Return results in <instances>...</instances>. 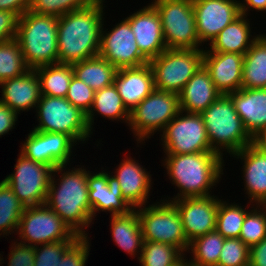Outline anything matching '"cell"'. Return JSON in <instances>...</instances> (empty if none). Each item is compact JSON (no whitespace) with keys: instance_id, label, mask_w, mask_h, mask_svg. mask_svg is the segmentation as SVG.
<instances>
[{"instance_id":"1","label":"cell","mask_w":266,"mask_h":266,"mask_svg":"<svg viewBox=\"0 0 266 266\" xmlns=\"http://www.w3.org/2000/svg\"><path fill=\"white\" fill-rule=\"evenodd\" d=\"M87 170L84 165L77 168L61 165L53 169L45 202L80 237H89L86 229L94 224Z\"/></svg>"},{"instance_id":"2","label":"cell","mask_w":266,"mask_h":266,"mask_svg":"<svg viewBox=\"0 0 266 266\" xmlns=\"http://www.w3.org/2000/svg\"><path fill=\"white\" fill-rule=\"evenodd\" d=\"M104 3L105 0H94L58 18V63L74 64L98 56Z\"/></svg>"},{"instance_id":"3","label":"cell","mask_w":266,"mask_h":266,"mask_svg":"<svg viewBox=\"0 0 266 266\" xmlns=\"http://www.w3.org/2000/svg\"><path fill=\"white\" fill-rule=\"evenodd\" d=\"M164 157L162 165L167 177L179 191L173 198L165 200L212 196V188L224 174V159L216 152L164 154Z\"/></svg>"},{"instance_id":"4","label":"cell","mask_w":266,"mask_h":266,"mask_svg":"<svg viewBox=\"0 0 266 266\" xmlns=\"http://www.w3.org/2000/svg\"><path fill=\"white\" fill-rule=\"evenodd\" d=\"M58 17L30 10L19 17L16 40L30 69L58 63Z\"/></svg>"},{"instance_id":"5","label":"cell","mask_w":266,"mask_h":266,"mask_svg":"<svg viewBox=\"0 0 266 266\" xmlns=\"http://www.w3.org/2000/svg\"><path fill=\"white\" fill-rule=\"evenodd\" d=\"M211 148L222 157L253 144L232 99L221 95L201 113ZM224 152V154H223Z\"/></svg>"},{"instance_id":"6","label":"cell","mask_w":266,"mask_h":266,"mask_svg":"<svg viewBox=\"0 0 266 266\" xmlns=\"http://www.w3.org/2000/svg\"><path fill=\"white\" fill-rule=\"evenodd\" d=\"M134 208L139 216L144 241L166 243L187 254V240L182 219L175 204L170 200Z\"/></svg>"},{"instance_id":"7","label":"cell","mask_w":266,"mask_h":266,"mask_svg":"<svg viewBox=\"0 0 266 266\" xmlns=\"http://www.w3.org/2000/svg\"><path fill=\"white\" fill-rule=\"evenodd\" d=\"M180 112L179 94L154 89L130 111L128 127L137 141V146L154 136Z\"/></svg>"},{"instance_id":"8","label":"cell","mask_w":266,"mask_h":266,"mask_svg":"<svg viewBox=\"0 0 266 266\" xmlns=\"http://www.w3.org/2000/svg\"><path fill=\"white\" fill-rule=\"evenodd\" d=\"M35 112L39 122L33 128L36 131L64 133L77 144H84L91 137L86 114L64 97L41 95Z\"/></svg>"},{"instance_id":"9","label":"cell","mask_w":266,"mask_h":266,"mask_svg":"<svg viewBox=\"0 0 266 266\" xmlns=\"http://www.w3.org/2000/svg\"><path fill=\"white\" fill-rule=\"evenodd\" d=\"M150 4L160 17L167 48L204 49L196 31L192 0H152Z\"/></svg>"},{"instance_id":"10","label":"cell","mask_w":266,"mask_h":266,"mask_svg":"<svg viewBox=\"0 0 266 266\" xmlns=\"http://www.w3.org/2000/svg\"><path fill=\"white\" fill-rule=\"evenodd\" d=\"M154 87L179 94L203 65V49H169L149 61Z\"/></svg>"},{"instance_id":"11","label":"cell","mask_w":266,"mask_h":266,"mask_svg":"<svg viewBox=\"0 0 266 266\" xmlns=\"http://www.w3.org/2000/svg\"><path fill=\"white\" fill-rule=\"evenodd\" d=\"M16 233L19 235L17 240L30 246L76 240L79 237L45 203L25 207Z\"/></svg>"},{"instance_id":"12","label":"cell","mask_w":266,"mask_h":266,"mask_svg":"<svg viewBox=\"0 0 266 266\" xmlns=\"http://www.w3.org/2000/svg\"><path fill=\"white\" fill-rule=\"evenodd\" d=\"M160 134L164 154L215 152L207 136L201 114L180 112Z\"/></svg>"},{"instance_id":"13","label":"cell","mask_w":266,"mask_h":266,"mask_svg":"<svg viewBox=\"0 0 266 266\" xmlns=\"http://www.w3.org/2000/svg\"><path fill=\"white\" fill-rule=\"evenodd\" d=\"M13 173L3 180L25 207L46 202L53 169L37 163L19 152Z\"/></svg>"},{"instance_id":"14","label":"cell","mask_w":266,"mask_h":266,"mask_svg":"<svg viewBox=\"0 0 266 266\" xmlns=\"http://www.w3.org/2000/svg\"><path fill=\"white\" fill-rule=\"evenodd\" d=\"M101 28L99 56L109 61L117 69L139 67L149 63V60L140 52L135 40V34L129 22L123 18L120 23L108 29Z\"/></svg>"},{"instance_id":"15","label":"cell","mask_w":266,"mask_h":266,"mask_svg":"<svg viewBox=\"0 0 266 266\" xmlns=\"http://www.w3.org/2000/svg\"><path fill=\"white\" fill-rule=\"evenodd\" d=\"M19 147L20 153L27 158L55 169L69 165L77 143L67 134L42 132L32 129ZM72 157V158H71Z\"/></svg>"},{"instance_id":"16","label":"cell","mask_w":266,"mask_h":266,"mask_svg":"<svg viewBox=\"0 0 266 266\" xmlns=\"http://www.w3.org/2000/svg\"><path fill=\"white\" fill-rule=\"evenodd\" d=\"M201 44L210 42L241 15L240 0H192Z\"/></svg>"},{"instance_id":"17","label":"cell","mask_w":266,"mask_h":266,"mask_svg":"<svg viewBox=\"0 0 266 266\" xmlns=\"http://www.w3.org/2000/svg\"><path fill=\"white\" fill-rule=\"evenodd\" d=\"M219 200L216 195L171 200L180 213L184 233L189 242L216 230Z\"/></svg>"},{"instance_id":"18","label":"cell","mask_w":266,"mask_h":266,"mask_svg":"<svg viewBox=\"0 0 266 266\" xmlns=\"http://www.w3.org/2000/svg\"><path fill=\"white\" fill-rule=\"evenodd\" d=\"M88 170V197L92 219L96 213L108 212L110 215L128 214L134 208L123 198L118 180L105 170Z\"/></svg>"},{"instance_id":"19","label":"cell","mask_w":266,"mask_h":266,"mask_svg":"<svg viewBox=\"0 0 266 266\" xmlns=\"http://www.w3.org/2000/svg\"><path fill=\"white\" fill-rule=\"evenodd\" d=\"M125 19L135 34L140 52L149 61L167 49L160 17L150 3Z\"/></svg>"},{"instance_id":"20","label":"cell","mask_w":266,"mask_h":266,"mask_svg":"<svg viewBox=\"0 0 266 266\" xmlns=\"http://www.w3.org/2000/svg\"><path fill=\"white\" fill-rule=\"evenodd\" d=\"M125 158L111 173L118 180L123 198L133 208L147 205L153 187L152 175L135 157L127 155Z\"/></svg>"},{"instance_id":"21","label":"cell","mask_w":266,"mask_h":266,"mask_svg":"<svg viewBox=\"0 0 266 266\" xmlns=\"http://www.w3.org/2000/svg\"><path fill=\"white\" fill-rule=\"evenodd\" d=\"M244 55L232 52H203V65L222 95L241 89Z\"/></svg>"},{"instance_id":"22","label":"cell","mask_w":266,"mask_h":266,"mask_svg":"<svg viewBox=\"0 0 266 266\" xmlns=\"http://www.w3.org/2000/svg\"><path fill=\"white\" fill-rule=\"evenodd\" d=\"M241 159L244 192L248 201L266 205V153L254 144L244 147L230 157Z\"/></svg>"},{"instance_id":"23","label":"cell","mask_w":266,"mask_h":266,"mask_svg":"<svg viewBox=\"0 0 266 266\" xmlns=\"http://www.w3.org/2000/svg\"><path fill=\"white\" fill-rule=\"evenodd\" d=\"M0 101L18 114L35 110L40 101V79L35 69H29L21 76L0 82Z\"/></svg>"},{"instance_id":"24","label":"cell","mask_w":266,"mask_h":266,"mask_svg":"<svg viewBox=\"0 0 266 266\" xmlns=\"http://www.w3.org/2000/svg\"><path fill=\"white\" fill-rule=\"evenodd\" d=\"M114 84L126 108L133 110L154 89V74L149 63L117 69Z\"/></svg>"},{"instance_id":"25","label":"cell","mask_w":266,"mask_h":266,"mask_svg":"<svg viewBox=\"0 0 266 266\" xmlns=\"http://www.w3.org/2000/svg\"><path fill=\"white\" fill-rule=\"evenodd\" d=\"M228 96L252 138L266 129V88H241Z\"/></svg>"},{"instance_id":"26","label":"cell","mask_w":266,"mask_h":266,"mask_svg":"<svg viewBox=\"0 0 266 266\" xmlns=\"http://www.w3.org/2000/svg\"><path fill=\"white\" fill-rule=\"evenodd\" d=\"M221 95L209 71L202 65L179 93L180 110L201 114Z\"/></svg>"},{"instance_id":"27","label":"cell","mask_w":266,"mask_h":266,"mask_svg":"<svg viewBox=\"0 0 266 266\" xmlns=\"http://www.w3.org/2000/svg\"><path fill=\"white\" fill-rule=\"evenodd\" d=\"M249 20L246 15L241 14L226 26L211 43H205L210 47L207 48L205 45L206 50L203 49V52H232L244 55L259 37L258 34L251 35L253 27Z\"/></svg>"},{"instance_id":"28","label":"cell","mask_w":266,"mask_h":266,"mask_svg":"<svg viewBox=\"0 0 266 266\" xmlns=\"http://www.w3.org/2000/svg\"><path fill=\"white\" fill-rule=\"evenodd\" d=\"M110 217L109 230L112 233L113 241L124 252L133 257L138 255L137 259H139L144 240L137 211L133 209L128 214L111 215Z\"/></svg>"},{"instance_id":"29","label":"cell","mask_w":266,"mask_h":266,"mask_svg":"<svg viewBox=\"0 0 266 266\" xmlns=\"http://www.w3.org/2000/svg\"><path fill=\"white\" fill-rule=\"evenodd\" d=\"M96 115H101L105 120L106 118L117 122L122 120L121 123H126L128 126L130 111L124 105L114 83L95 91L92 107L86 114V123L92 135Z\"/></svg>"},{"instance_id":"30","label":"cell","mask_w":266,"mask_h":266,"mask_svg":"<svg viewBox=\"0 0 266 266\" xmlns=\"http://www.w3.org/2000/svg\"><path fill=\"white\" fill-rule=\"evenodd\" d=\"M241 88H266V34L264 33L259 34L244 54Z\"/></svg>"},{"instance_id":"31","label":"cell","mask_w":266,"mask_h":266,"mask_svg":"<svg viewBox=\"0 0 266 266\" xmlns=\"http://www.w3.org/2000/svg\"><path fill=\"white\" fill-rule=\"evenodd\" d=\"M74 76L94 91L114 83L117 68L99 55L72 64Z\"/></svg>"},{"instance_id":"32","label":"cell","mask_w":266,"mask_h":266,"mask_svg":"<svg viewBox=\"0 0 266 266\" xmlns=\"http://www.w3.org/2000/svg\"><path fill=\"white\" fill-rule=\"evenodd\" d=\"M40 79L41 95L66 97L74 75L72 64L56 63L35 68Z\"/></svg>"},{"instance_id":"33","label":"cell","mask_w":266,"mask_h":266,"mask_svg":"<svg viewBox=\"0 0 266 266\" xmlns=\"http://www.w3.org/2000/svg\"><path fill=\"white\" fill-rule=\"evenodd\" d=\"M225 238L217 231L193 239L187 253L193 266H217ZM192 253V254H191Z\"/></svg>"},{"instance_id":"34","label":"cell","mask_w":266,"mask_h":266,"mask_svg":"<svg viewBox=\"0 0 266 266\" xmlns=\"http://www.w3.org/2000/svg\"><path fill=\"white\" fill-rule=\"evenodd\" d=\"M255 205L256 204L254 203L248 202L247 206H244V208L241 204L228 202V199L227 201L220 199L217 212L216 230L224 238H239L246 214L251 210L248 208H253Z\"/></svg>"},{"instance_id":"35","label":"cell","mask_w":266,"mask_h":266,"mask_svg":"<svg viewBox=\"0 0 266 266\" xmlns=\"http://www.w3.org/2000/svg\"><path fill=\"white\" fill-rule=\"evenodd\" d=\"M25 206L12 191V188L2 180L0 182V238L9 237L17 232L18 224Z\"/></svg>"},{"instance_id":"36","label":"cell","mask_w":266,"mask_h":266,"mask_svg":"<svg viewBox=\"0 0 266 266\" xmlns=\"http://www.w3.org/2000/svg\"><path fill=\"white\" fill-rule=\"evenodd\" d=\"M29 69L16 38L0 43V82L21 76Z\"/></svg>"},{"instance_id":"37","label":"cell","mask_w":266,"mask_h":266,"mask_svg":"<svg viewBox=\"0 0 266 266\" xmlns=\"http://www.w3.org/2000/svg\"><path fill=\"white\" fill-rule=\"evenodd\" d=\"M183 255L178 248L172 245L144 241L138 260L141 266H171Z\"/></svg>"},{"instance_id":"38","label":"cell","mask_w":266,"mask_h":266,"mask_svg":"<svg viewBox=\"0 0 266 266\" xmlns=\"http://www.w3.org/2000/svg\"><path fill=\"white\" fill-rule=\"evenodd\" d=\"M239 238L250 248L266 238V205H255L246 214Z\"/></svg>"},{"instance_id":"39","label":"cell","mask_w":266,"mask_h":266,"mask_svg":"<svg viewBox=\"0 0 266 266\" xmlns=\"http://www.w3.org/2000/svg\"><path fill=\"white\" fill-rule=\"evenodd\" d=\"M94 0H31L29 10L42 15L61 17L68 12L88 6Z\"/></svg>"},{"instance_id":"40","label":"cell","mask_w":266,"mask_h":266,"mask_svg":"<svg viewBox=\"0 0 266 266\" xmlns=\"http://www.w3.org/2000/svg\"><path fill=\"white\" fill-rule=\"evenodd\" d=\"M249 252L240 238H225L217 266H249Z\"/></svg>"},{"instance_id":"41","label":"cell","mask_w":266,"mask_h":266,"mask_svg":"<svg viewBox=\"0 0 266 266\" xmlns=\"http://www.w3.org/2000/svg\"><path fill=\"white\" fill-rule=\"evenodd\" d=\"M80 238L79 236L76 240H64L35 246L34 266H59V260Z\"/></svg>"},{"instance_id":"42","label":"cell","mask_w":266,"mask_h":266,"mask_svg":"<svg viewBox=\"0 0 266 266\" xmlns=\"http://www.w3.org/2000/svg\"><path fill=\"white\" fill-rule=\"evenodd\" d=\"M95 91L73 75L66 99L87 114L92 107Z\"/></svg>"},{"instance_id":"43","label":"cell","mask_w":266,"mask_h":266,"mask_svg":"<svg viewBox=\"0 0 266 266\" xmlns=\"http://www.w3.org/2000/svg\"><path fill=\"white\" fill-rule=\"evenodd\" d=\"M90 237H81L59 260V266H86L90 252Z\"/></svg>"},{"instance_id":"44","label":"cell","mask_w":266,"mask_h":266,"mask_svg":"<svg viewBox=\"0 0 266 266\" xmlns=\"http://www.w3.org/2000/svg\"><path fill=\"white\" fill-rule=\"evenodd\" d=\"M7 257L9 261L7 266H34L35 246L14 240Z\"/></svg>"},{"instance_id":"45","label":"cell","mask_w":266,"mask_h":266,"mask_svg":"<svg viewBox=\"0 0 266 266\" xmlns=\"http://www.w3.org/2000/svg\"><path fill=\"white\" fill-rule=\"evenodd\" d=\"M19 16L13 11L0 10V43L16 38Z\"/></svg>"},{"instance_id":"46","label":"cell","mask_w":266,"mask_h":266,"mask_svg":"<svg viewBox=\"0 0 266 266\" xmlns=\"http://www.w3.org/2000/svg\"><path fill=\"white\" fill-rule=\"evenodd\" d=\"M18 115L16 111L0 101V138L15 128Z\"/></svg>"},{"instance_id":"47","label":"cell","mask_w":266,"mask_h":266,"mask_svg":"<svg viewBox=\"0 0 266 266\" xmlns=\"http://www.w3.org/2000/svg\"><path fill=\"white\" fill-rule=\"evenodd\" d=\"M249 266H266V238L250 247Z\"/></svg>"},{"instance_id":"48","label":"cell","mask_w":266,"mask_h":266,"mask_svg":"<svg viewBox=\"0 0 266 266\" xmlns=\"http://www.w3.org/2000/svg\"><path fill=\"white\" fill-rule=\"evenodd\" d=\"M31 0H0V10L13 11L19 17L29 10Z\"/></svg>"},{"instance_id":"49","label":"cell","mask_w":266,"mask_h":266,"mask_svg":"<svg viewBox=\"0 0 266 266\" xmlns=\"http://www.w3.org/2000/svg\"><path fill=\"white\" fill-rule=\"evenodd\" d=\"M240 6L241 14L246 16H249L250 10L266 12V0H242L240 1Z\"/></svg>"},{"instance_id":"50","label":"cell","mask_w":266,"mask_h":266,"mask_svg":"<svg viewBox=\"0 0 266 266\" xmlns=\"http://www.w3.org/2000/svg\"><path fill=\"white\" fill-rule=\"evenodd\" d=\"M253 144L266 153V129L253 138Z\"/></svg>"},{"instance_id":"51","label":"cell","mask_w":266,"mask_h":266,"mask_svg":"<svg viewBox=\"0 0 266 266\" xmlns=\"http://www.w3.org/2000/svg\"><path fill=\"white\" fill-rule=\"evenodd\" d=\"M187 254H184L180 259H178L174 264H172L171 266H192V263L190 261V258L188 260V258L185 256ZM185 257V258H184ZM187 258V259H186Z\"/></svg>"},{"instance_id":"52","label":"cell","mask_w":266,"mask_h":266,"mask_svg":"<svg viewBox=\"0 0 266 266\" xmlns=\"http://www.w3.org/2000/svg\"><path fill=\"white\" fill-rule=\"evenodd\" d=\"M1 257H2V258H1ZM2 263H5V262H4L3 255L0 254V266H3Z\"/></svg>"}]
</instances>
